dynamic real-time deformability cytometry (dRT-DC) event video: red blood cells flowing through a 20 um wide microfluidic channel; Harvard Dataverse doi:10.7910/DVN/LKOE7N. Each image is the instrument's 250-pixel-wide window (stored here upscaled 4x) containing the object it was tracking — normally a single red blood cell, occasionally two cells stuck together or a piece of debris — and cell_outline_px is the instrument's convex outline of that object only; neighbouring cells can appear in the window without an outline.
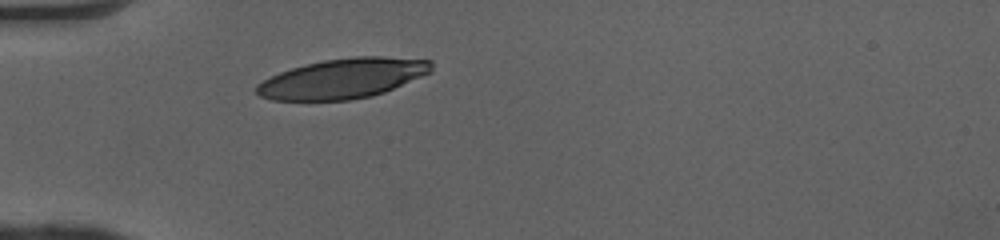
{"species": "human", "species_latin": "Homo sapiens", "temperature_condition": "cold", "stored_images_in_passage": 29, "camera_frame_rate_fps": 3000, "um_per_image_px": 0.085, "donor": {"sex": "female"}, "frame": {"image": 1, "passage_image": 1, "time_ms": 0.0, "image_size_px": [1000, 240], "cell_outline_px": [[432, 72], [384, 92], [372, 96], [348, 100], [272, 100], [260, 96], [256, 92], [256, 84], [280, 72], [292, 68], [324, 60], [352, 56], [384, 56], [432, 60]], "centroid_in_image_um": [29.17, 6.66], "position_along_channel_um": 55.8, "area_um2": 40.52}}
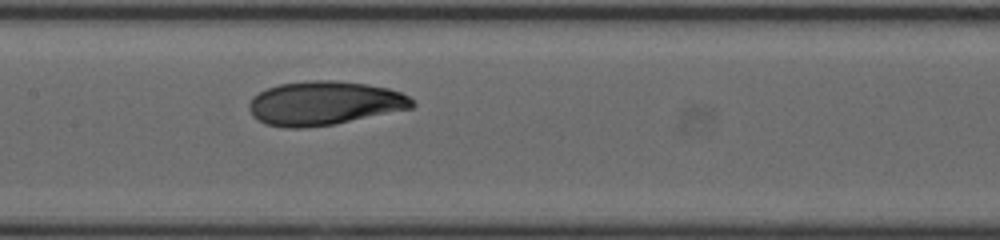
{"frame": {"image": 2, "passage_image": 11, "time_ms": 3.333, "image_size_px": [1000, 240], "cell_outline_px": [[416, 104], [412, 108], [336, 124], [304, 128], [284, 128], [268, 124], [252, 116], [248, 108], [248, 104], [252, 96], [268, 88], [280, 84], [312, 80], [332, 80], [368, 84], [388, 88], [400, 92], [408, 96]], "centroid_in_image_um": [27.56, 8.77], "position_along_channel_um": 179.8, "area_um2": 41.79}}
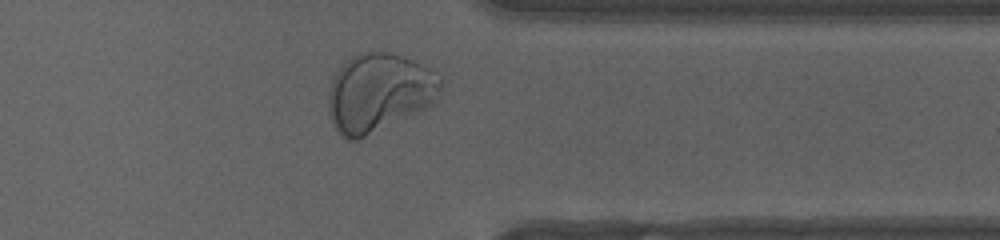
{"frame": {"image": 3, "passage_image": 26, "time_ms": 8.333, "image_size_px": [1000, 240], "cell_outline_px": [[440, 100], [424, 108], [356, 140], [344, 140], [340, 136], [328, 112], [328, 92], [332, 76], [340, 64], [352, 56], [360, 52], [388, 52], [412, 60], [428, 68], [440, 80]], "centroid_in_image_um": [32.15, 7.86], "position_along_channel_um": 379.2, "area_um2": 50.98}, "authors_computed_cell_mechanics": {"area_um2": 41.6738, "velocity_mm_per_s": 4.0497, "shape_relaxation_time_tau1_ms": 4.8602, "shape_relaxation_time_tau2_ms": 0.9149, "deformation_change_tau1": 0.1892, "deformation_change_tau2": 0.0499}}